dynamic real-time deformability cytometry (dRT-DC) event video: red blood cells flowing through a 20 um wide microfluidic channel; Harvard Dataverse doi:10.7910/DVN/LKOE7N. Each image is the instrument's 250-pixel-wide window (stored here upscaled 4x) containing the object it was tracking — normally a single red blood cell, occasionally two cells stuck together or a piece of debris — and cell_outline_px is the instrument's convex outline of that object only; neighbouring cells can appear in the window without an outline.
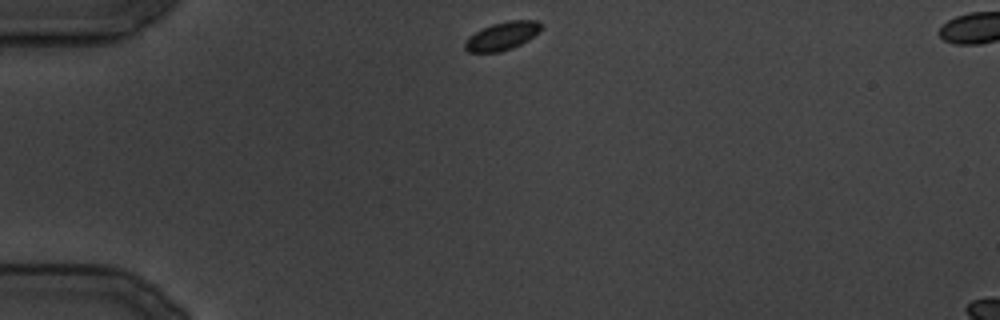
{"species": "common noctule bat (a hibernating species)", "species_latin": "Nyctalus noctula", "temperature_condition": "cold", "stored_images_in_passage": 100, "camera_frame_rate_fps": 3000, "um_per_image_px": 0.085, "animal": {"sex": "male", "body_mass_g": 19.5, "forearm_length_mm": 54.6}, "frame": {"image": 1, "passage_image": 1, "time_ms": 0.0, "image_size_px": [1000, 320], "cell_outline_px": [[540, 28], [528, 40], [512, 48], [500, 52], [468, 52], [464, 48], [464, 44], [468, 36], [492, 24], [508, 20], [536, 20], [540, 24]], "centroid_in_image_um": [42.63, 3.07], "position_along_channel_um": 42.4, "area_um2": 12.25}}
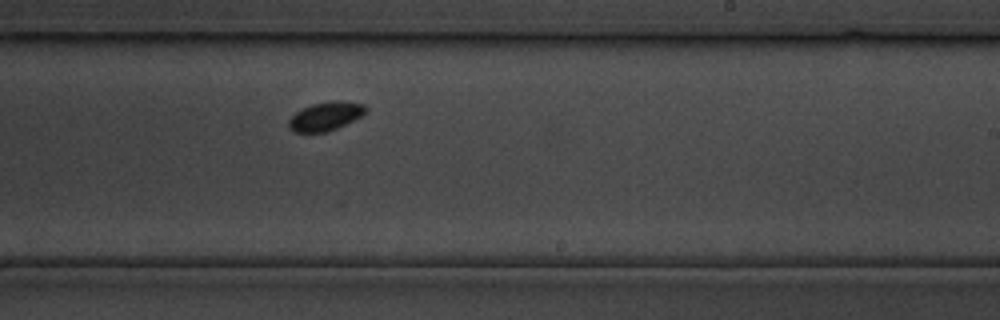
{"frame": {"image": 2, "passage_image": 50, "time_ms": 16.333, "image_size_px": [1000, 320], "cell_outline_px": [[368, 108], [360, 116], [328, 132], [292, 132], [288, 128], [288, 120], [300, 108], [312, 104], [332, 100], [340, 100], [364, 104]], "centroid_in_image_um": [27.62, 9.87], "position_along_channel_um": 261.4, "area_um2": 12.89}}
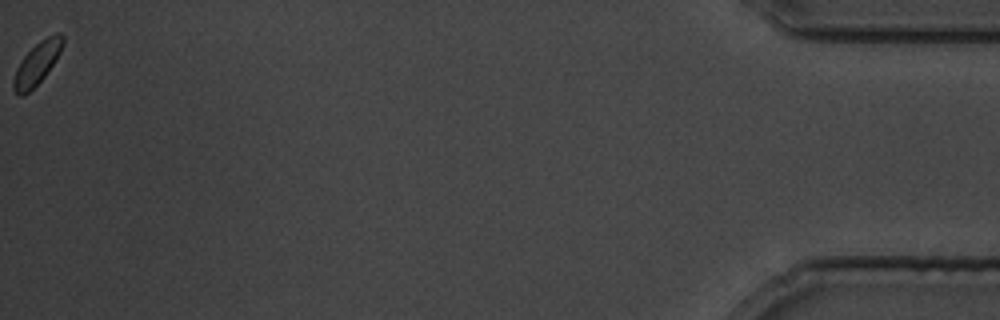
{"frame": {"image": 3, "passage_image": 100, "time_ms": 33.0, "image_size_px": [1000, 320], "cell_outline_px": [[64, 44], [56, 60], [44, 76], [24, 96], [20, 96], [12, 88], [12, 80], [16, 68], [20, 60], [40, 40], [56, 32], [60, 32], [64, 36]], "centroid_in_image_um": [3.15, 5.37], "position_along_channel_um": 432.1, "area_um2": 12.14}}